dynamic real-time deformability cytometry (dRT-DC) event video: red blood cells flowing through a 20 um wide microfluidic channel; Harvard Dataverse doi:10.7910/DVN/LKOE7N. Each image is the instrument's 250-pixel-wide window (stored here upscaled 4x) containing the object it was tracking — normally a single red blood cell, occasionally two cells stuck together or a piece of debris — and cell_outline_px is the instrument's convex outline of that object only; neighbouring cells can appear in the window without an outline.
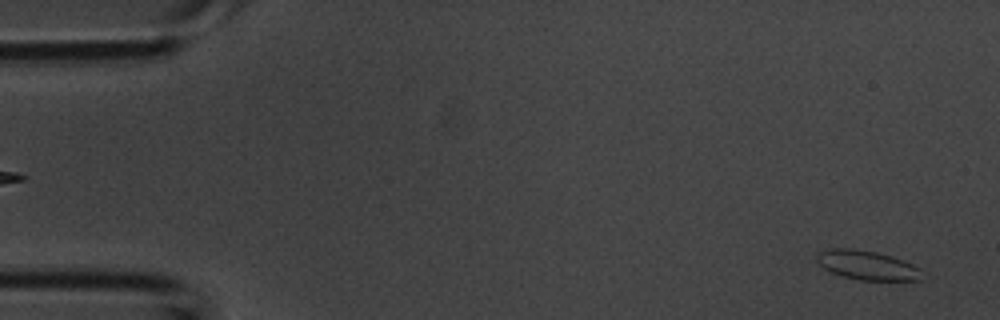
{"species": "common noctule bat (a hibernating species)", "species_latin": "Nyctalus noctula", "temperature_condition": "room temperature", "stored_images_in_passage": 43, "camera_frame_rate_fps": 3000, "um_per_image_px": 0.085, "animal": {"sex": "male", "body_mass_g": 20.1, "forearm_length_mm": 53.5}, "frame": {"image": 1, "passage_image": 2, "time_ms": 0.333, "image_size_px": [1000, 320], "cell_outline_px": [[920, 280], [860, 280], [844, 276], [832, 272], [824, 268], [816, 260], [816, 256], [820, 252], [832, 248], [852, 248], [876, 252], [892, 256], [904, 260], [920, 268]], "centroid_in_image_um": [73.7, 22.53], "position_along_channel_um": 11.3, "area_um2": 17.69}}
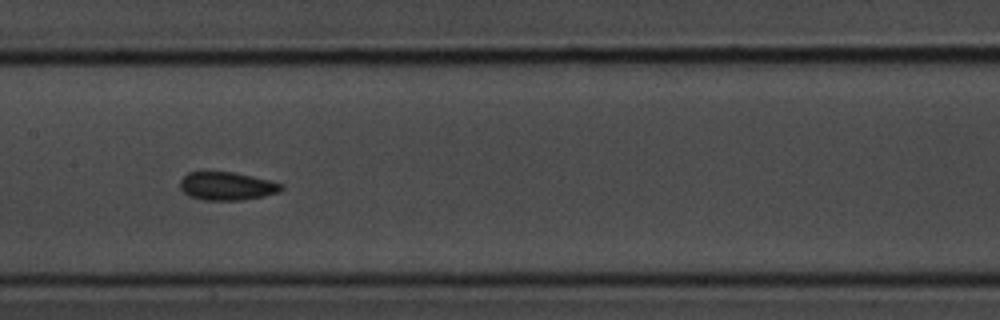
{"frame": {"image": 2, "passage_image": 21, "time_ms": 6.667, "image_size_px": [1000, 320], "cell_outline_px": [[284, 188], [280, 192], [264, 196], [240, 200], [204, 200], [188, 196], [180, 188], [180, 180], [188, 172], [232, 172], [252, 176], [268, 180], [280, 184]], "centroid_in_image_um": [19.26, 15.82], "position_along_channel_um": 188.1, "area_um2": 16.53}}
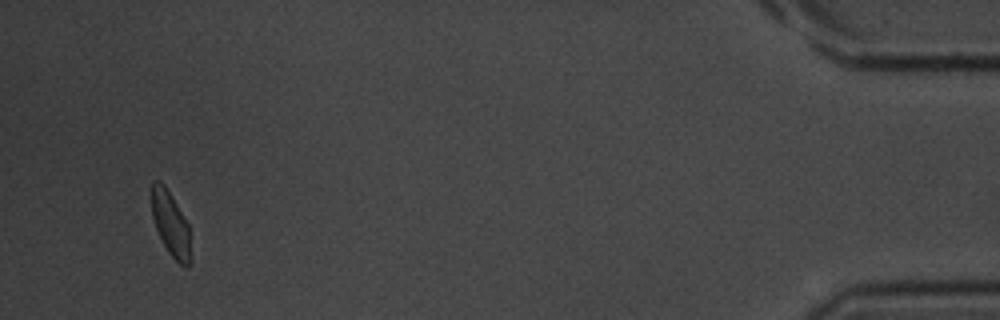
{"frame": {"image": 3, "passage_image": 41, "time_ms": 13.333, "image_size_px": [1000, 320], "cell_outline_px": [[192, 260], [188, 268], [184, 268], [168, 252], [156, 228], [152, 216], [152, 180], [160, 180], [164, 184], [188, 224]], "centroid_in_image_um": [14.53, 19.08], "position_along_channel_um": 420.7, "area_um2": 14.62}}